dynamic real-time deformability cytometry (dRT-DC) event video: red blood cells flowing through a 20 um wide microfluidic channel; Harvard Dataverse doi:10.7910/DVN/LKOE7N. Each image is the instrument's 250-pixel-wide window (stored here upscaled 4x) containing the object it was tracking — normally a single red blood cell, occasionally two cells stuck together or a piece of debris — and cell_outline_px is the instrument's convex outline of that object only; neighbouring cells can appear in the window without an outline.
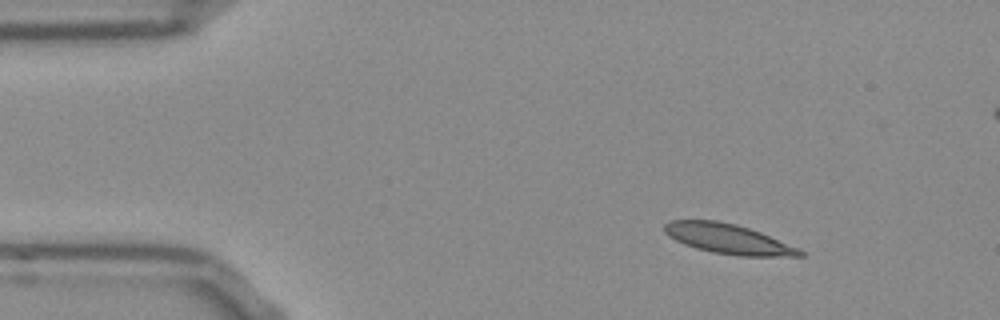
{"species": "Egyptian fruit bat (a non-hibernating species)", "species_latin": "Rousettus aegyptiacus", "temperature_condition": "room temperature", "stored_images_in_passage": 48, "segment_of_instrument_passage": [1, 2], "camera_frame_rate_fps": 3000, "um_per_image_px": 0.085, "frame": {"image": 1, "passage_image": 1, "time_ms": 0.0, "image_size_px": [1000, 320], "cell_outline_px": [[804, 256], [740, 256], [712, 252], [696, 248], [684, 244], [668, 236], [664, 232], [664, 224], [672, 220], [716, 220], [736, 224], [760, 232], [800, 248], [804, 252]], "centroid_in_image_um": [61.9, 20.3], "position_along_channel_um": 23.1, "area_um2": 23.52}}
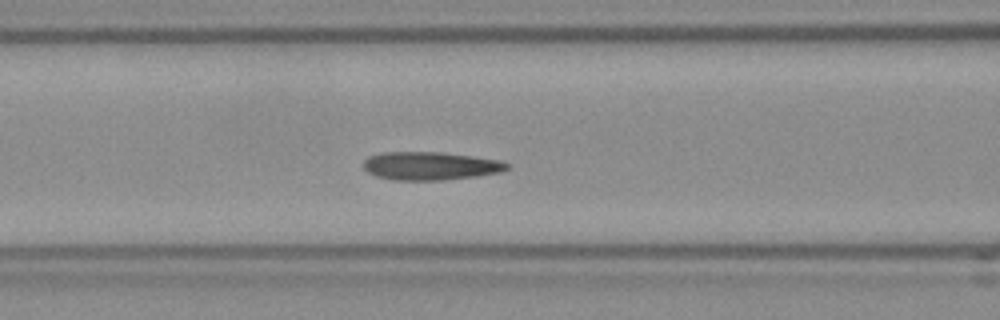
{"frame": {"image": 2, "passage_image": 15, "time_ms": 4.667, "image_size_px": [1000, 320], "cell_outline_px": [[508, 168], [500, 172], [476, 176], [444, 180], [392, 180], [376, 176], [368, 172], [364, 168], [364, 160], [368, 156], [380, 152], [440, 152], [472, 156], [500, 160], [508, 164]], "centroid_in_image_um": [36.54, 14.1], "position_along_channel_um": 130.1, "area_um2": 23.58}}
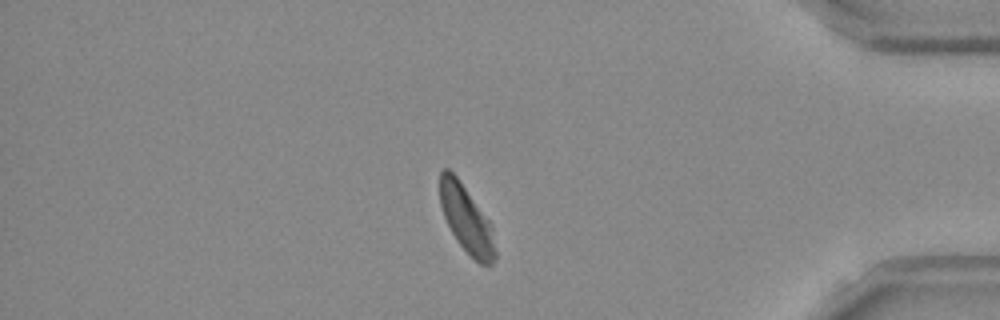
{"frame": {"image": 3, "passage_image": 39, "time_ms": 12.667, "image_size_px": [1000, 320], "cell_outline_px": [[496, 260], [492, 264], [480, 264], [456, 240], [444, 216], [440, 204], [440, 172], [444, 168], [448, 168], [456, 176], [488, 220], [492, 228], [496, 252]], "centroid_in_image_um": [39.64, 18.64], "position_along_channel_um": 395.6, "area_um2": 21.1}}